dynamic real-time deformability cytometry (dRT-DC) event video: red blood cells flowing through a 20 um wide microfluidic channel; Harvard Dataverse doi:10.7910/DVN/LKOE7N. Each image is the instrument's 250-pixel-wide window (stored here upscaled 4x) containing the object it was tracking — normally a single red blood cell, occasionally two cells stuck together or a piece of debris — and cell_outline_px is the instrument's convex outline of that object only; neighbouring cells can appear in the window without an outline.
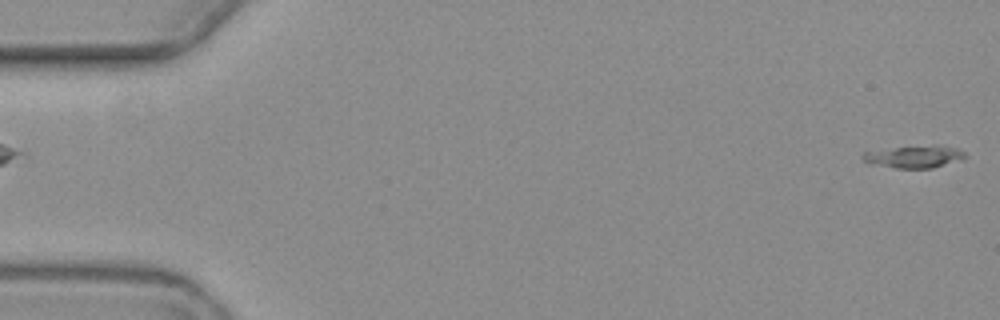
{"species": "common noctule bat (a hibernating species)", "species_latin": "Nyctalus noctula", "temperature_condition": "warm", "stored_images_in_passage": 8, "camera_frame_rate_fps": 3000, "um_per_image_px": 0.085, "animal": {"sex": "female", "body_mass_g": 19.3, "forearm_length_mm": 54.1}, "frame": {"image": 1, "passage_image": 1, "time_ms": 0.0, "image_size_px": [1000, 320], "cell_outline_px": [[968, 156], [932, 168], [896, 168], [868, 164], [860, 156], [864, 152], [896, 148], [936, 144], [956, 148], [964, 152]], "centroid_in_image_um": [77.68, 13.31], "position_along_channel_um": 7.3, "area_um2": 13.12}}
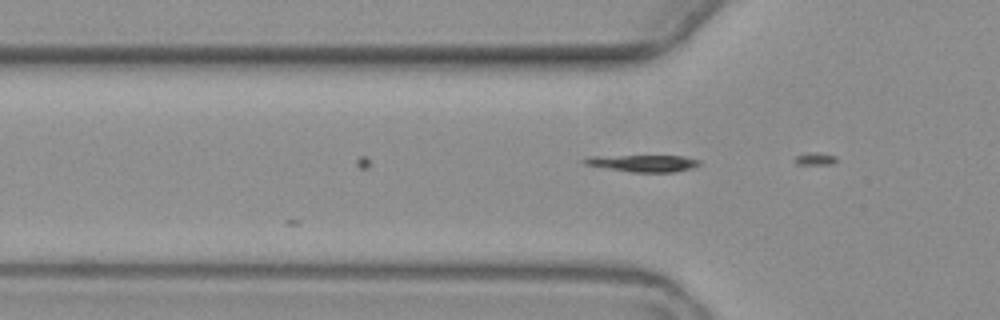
{"frame": {"image": 2, "passage_image": 6, "time_ms": 6.0, "image_size_px": [1000, 320], "cell_outline_px": [[700, 164], [692, 168], [676, 172], [632, 172], [584, 164], [580, 160], [588, 156], [684, 156], [700, 160]], "centroid_in_image_um": [54.67, 13.87], "position_along_channel_um": 71.1, "area_um2": 11.27}}